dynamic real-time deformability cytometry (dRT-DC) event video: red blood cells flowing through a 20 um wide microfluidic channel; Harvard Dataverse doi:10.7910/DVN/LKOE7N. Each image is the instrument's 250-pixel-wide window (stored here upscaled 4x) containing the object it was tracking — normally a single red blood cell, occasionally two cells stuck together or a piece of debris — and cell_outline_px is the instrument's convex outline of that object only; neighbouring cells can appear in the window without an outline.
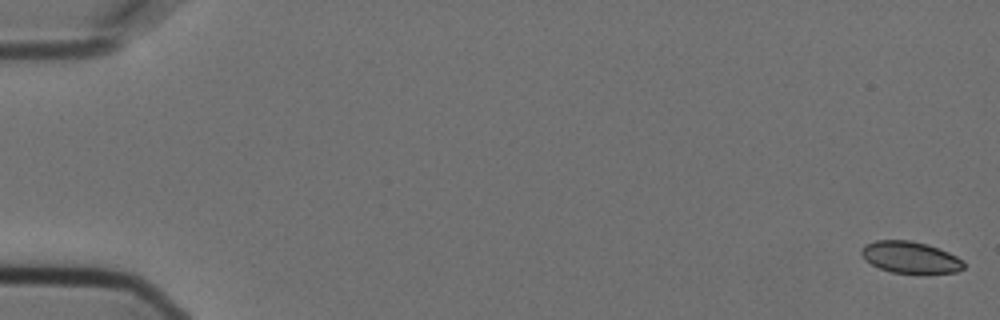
{"species": "Egyptian fruit bat (a non-hibernating species)", "species_latin": "Rousettus aegyptiacus", "temperature_condition": "cold", "stored_images_in_passage": 57, "camera_frame_rate_fps": 3000, "um_per_image_px": 0.085, "animal": {"sex": "female"}, "frame": {"image": 1, "passage_image": 1, "time_ms": 0.0, "image_size_px": [1000, 320], "cell_outline_px": [[964, 268], [956, 272], [920, 276], [916, 276], [892, 272], [880, 268], [864, 260], [860, 252], [860, 248], [864, 244], [876, 240], [908, 240], [928, 244], [948, 252], [964, 260]], "centroid_in_image_um": [77.39, 21.91], "position_along_channel_um": 7.6, "area_um2": 19.71}}
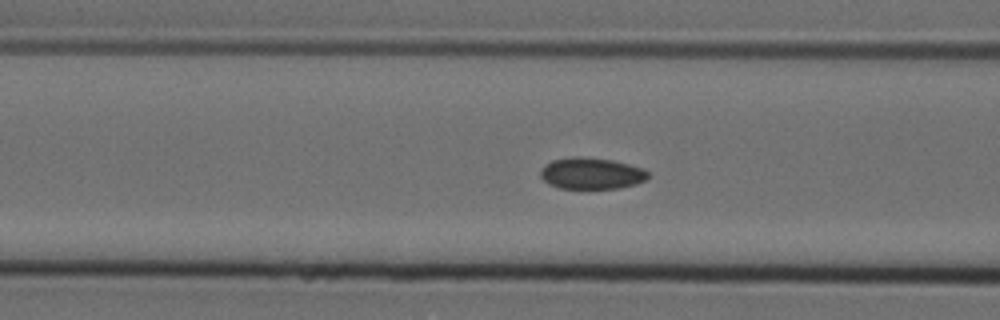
{"frame": {"image": 2, "passage_image": 23, "time_ms": 7.333, "image_size_px": [1000, 320], "cell_outline_px": [[648, 176], [644, 180], [636, 184], [620, 188], [560, 188], [548, 184], [540, 176], [540, 168], [544, 164], [552, 160], [572, 156], [580, 156], [612, 160], [644, 168], [648, 172]], "centroid_in_image_um": [50.23, 14.73], "position_along_channel_um": 116.4, "area_um2": 19.83}}
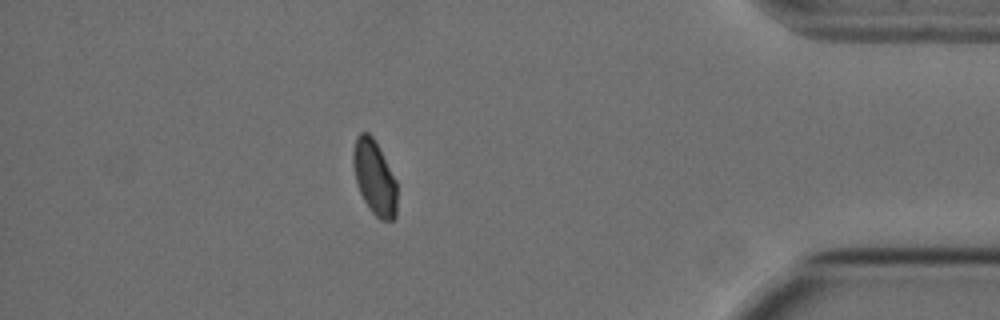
{"frame": {"image": 3, "passage_image": 50, "time_ms": 16.333, "image_size_px": [1000, 320], "cell_outline_px": [[396, 216], [392, 220], [380, 220], [372, 212], [364, 200], [360, 192], [356, 180], [352, 164], [352, 152], [356, 136], [360, 132], [368, 132], [372, 136], [396, 180]], "centroid_in_image_um": [31.81, 15.08], "position_along_channel_um": 403.4, "area_um2": 18.84}, "authors_computed_cell_mechanics": {"area_um2": 19.9988, "velocity_mm_per_s": 3.6226, "shape_relaxation_time_tau1_ms": null, "shape_relaxation_time_tau2_ms": 5.8065, "deformation_change_tau1": null, "deformation_change_tau2": 0.0631}}